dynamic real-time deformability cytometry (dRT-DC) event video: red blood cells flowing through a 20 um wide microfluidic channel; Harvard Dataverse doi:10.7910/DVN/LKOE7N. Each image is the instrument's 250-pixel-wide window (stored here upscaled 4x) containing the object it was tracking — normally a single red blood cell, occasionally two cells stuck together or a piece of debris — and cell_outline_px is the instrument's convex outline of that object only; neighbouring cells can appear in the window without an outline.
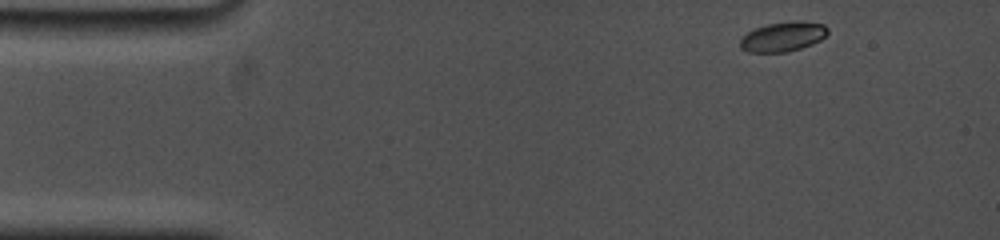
{"species": "common noctule bat (a hibernating species)", "species_latin": "Nyctalus noctula", "temperature_condition": "cold", "stored_images_in_passage": 18, "camera_frame_rate_fps": 5000, "um_per_image_px": 0.085, "animal": {"sex": "female", "body_mass_g": 19.0, "forearm_length_mm": 53.3}, "frame": {"image": 1, "passage_image": 1, "time_ms": 0.0, "image_size_px": [1000, 240], "cell_outline_px": [[828, 32], [820, 40], [812, 44], [788, 52], [748, 52], [740, 48], [740, 40], [748, 32], [756, 28], [768, 24], [800, 20], [824, 24], [828, 28]], "centroid_in_image_um": [66.57, 3.12], "position_along_channel_um": 18.4, "area_um2": 15.03}}
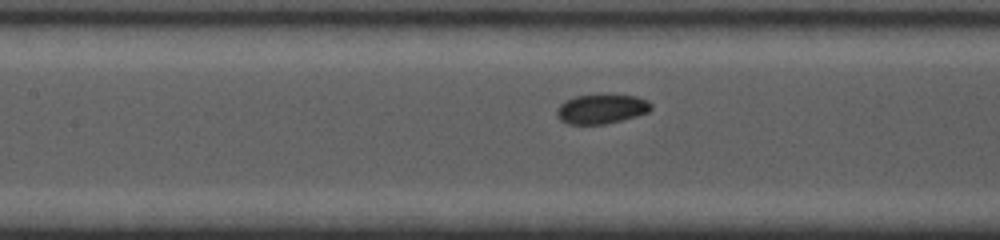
{"frame": {"image": 2, "passage_image": 11, "time_ms": 6.0, "image_size_px": [1000, 240], "cell_outline_px": [[652, 108], [648, 112], [636, 116], [604, 124], [568, 124], [560, 120], [556, 116], [556, 112], [560, 104], [564, 100], [576, 96], [636, 96], [648, 100], [652, 104]], "centroid_in_image_um": [51.1, 9.28], "position_along_channel_um": 156.3, "area_um2": 15.9}}
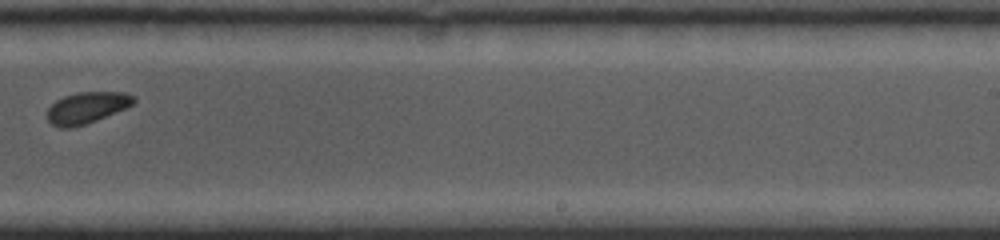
{"frame": {"image": 3, "passage_image": 18, "time_ms": 9.4, "image_size_px": [1000, 240], "cell_outline_px": [[136, 100], [132, 104], [124, 108], [96, 120], [72, 128], [60, 128], [52, 124], [48, 120], [48, 108], [56, 100], [64, 96], [76, 92], [124, 92], [136, 96]], "centroid_in_image_um": [7.37, 9.14], "position_along_channel_um": 281.6, "area_um2": 15.66}}